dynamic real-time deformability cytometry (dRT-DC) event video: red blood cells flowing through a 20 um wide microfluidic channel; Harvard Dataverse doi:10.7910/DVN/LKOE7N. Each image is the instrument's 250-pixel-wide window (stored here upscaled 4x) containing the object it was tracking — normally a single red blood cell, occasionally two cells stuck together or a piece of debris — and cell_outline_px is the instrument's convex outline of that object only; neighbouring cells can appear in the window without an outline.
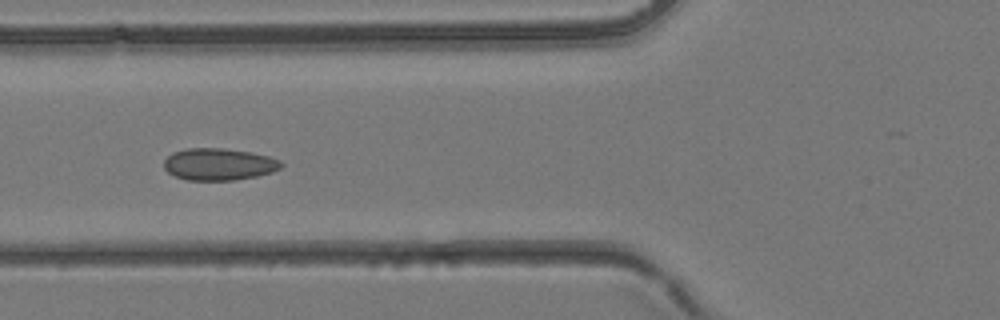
{"species": "common noctule bat (a hibernating species)", "species_latin": "Nyctalus noctula", "temperature_condition": "room temperature", "stored_images_in_passage": 5, "camera_frame_rate_fps": 3000, "um_per_image_px": 0.085, "animal": {"sex": "female", "body_mass_g": 24.6, "forearm_length_mm": 56.2}, "frame": {"image": 1, "passage_image": 5, "time_ms": 1.333, "image_size_px": [1000, 320], "cell_outline_px": [[284, 164], [280, 168], [272, 172], [256, 176], [232, 180], [188, 180], [176, 176], [168, 172], [164, 168], [164, 160], [172, 152], [188, 148], [224, 148], [252, 152], [268, 156], [280, 160]], "centroid_in_image_um": [18.61, 13.95], "position_along_channel_um": 107.2, "area_um2": 21.85}}